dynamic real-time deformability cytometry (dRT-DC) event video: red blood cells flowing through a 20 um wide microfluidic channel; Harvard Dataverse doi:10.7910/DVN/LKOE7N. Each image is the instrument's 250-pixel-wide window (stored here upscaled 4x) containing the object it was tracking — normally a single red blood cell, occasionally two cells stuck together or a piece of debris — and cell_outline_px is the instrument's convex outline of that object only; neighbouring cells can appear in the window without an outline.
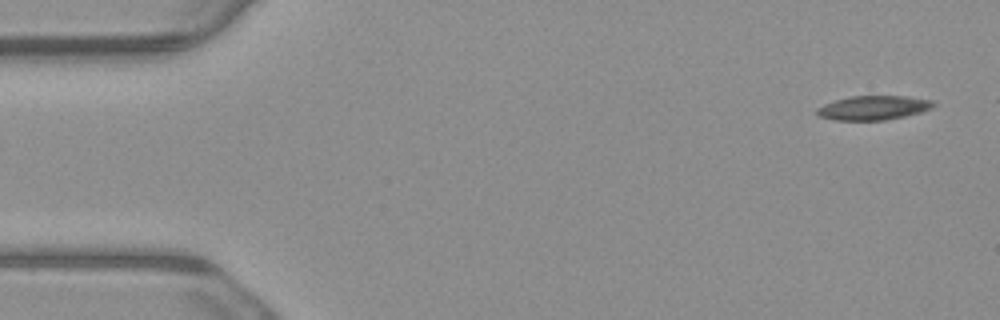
{"species": "common noctule bat (a hibernating species)", "species_latin": "Nyctalus noctula", "temperature_condition": "warm", "stored_images_in_passage": 8, "camera_frame_rate_fps": 3000, "um_per_image_px": 0.085, "animal": {"sex": "male", "body_mass_g": 23.1, "forearm_length_mm": 52.7}, "frame": {"image": 1, "passage_image": 1, "time_ms": 0.0, "image_size_px": [1000, 320], "cell_outline_px": [[936, 104], [932, 108], [920, 112], [904, 116], [884, 120], [836, 120], [820, 116], [816, 112], [816, 108], [824, 104], [836, 100], [852, 96], [908, 96], [932, 100]], "centroid_in_image_um": [74.26, 9.15], "position_along_channel_um": 10.7, "area_um2": 16.3}}
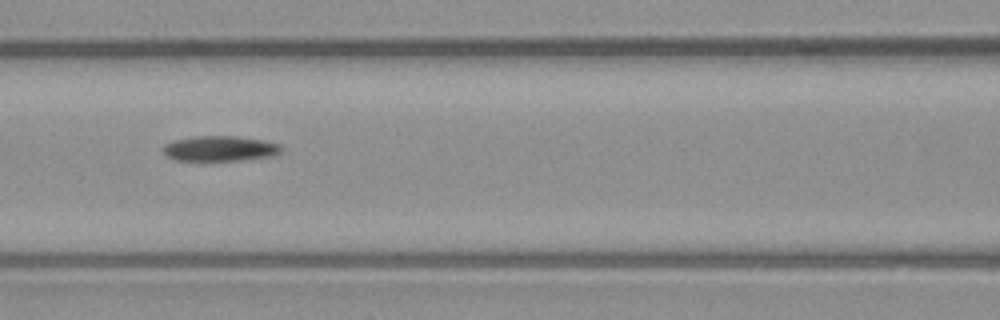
{"frame": {"image": 2, "passage_image": 7, "time_ms": 2.0, "image_size_px": [1000, 320], "cell_outline_px": [[284, 148], [276, 156], [244, 160], [176, 160], [168, 156], [164, 152], [164, 144], [176, 140], [196, 136], [236, 136], [264, 140], [280, 144]], "centroid_in_image_um": [18.79, 12.62], "position_along_channel_um": 147.8, "area_um2": 17.4}}
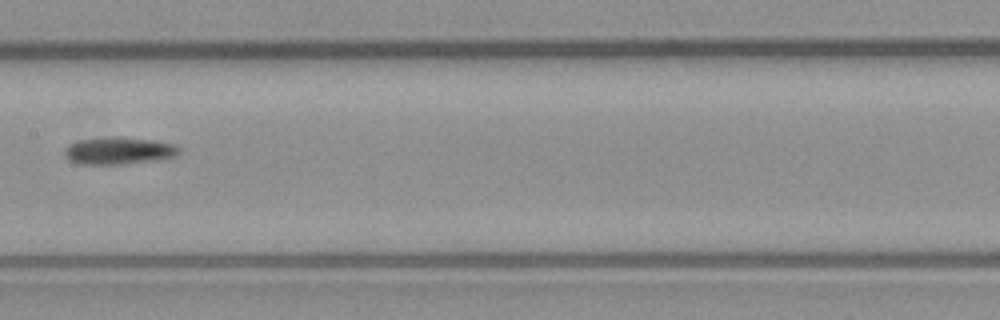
{"frame": {"image": 3, "passage_image": 8, "time_ms": 2.333, "image_size_px": [1000, 320], "cell_outline_px": [[180, 152], [176, 156], [156, 160], [120, 164], [80, 164], [68, 160], [64, 156], [64, 148], [68, 144], [76, 140], [116, 136], [120, 136], [156, 140], [176, 144], [180, 148]], "centroid_in_image_um": [10.08, 12.79], "position_along_channel_um": 197.3, "area_um2": 18.55}}